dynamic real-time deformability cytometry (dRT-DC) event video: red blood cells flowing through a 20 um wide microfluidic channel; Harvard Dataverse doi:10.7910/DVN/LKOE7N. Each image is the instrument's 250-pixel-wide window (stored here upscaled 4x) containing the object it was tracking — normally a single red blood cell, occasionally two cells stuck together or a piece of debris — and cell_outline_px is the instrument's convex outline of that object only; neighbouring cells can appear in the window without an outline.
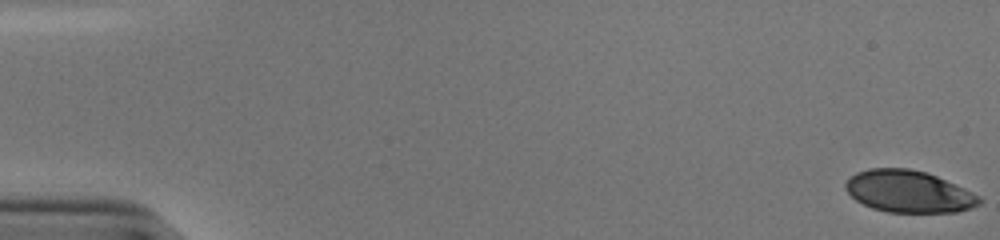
{"species": "human", "species_latin": "Homo sapiens", "temperature_condition": "cold", "stored_images_in_passage": 54, "camera_frame_rate_fps": 3000, "um_per_image_px": 0.085, "donor": {"sex": "male"}, "frame": {"image": 1, "passage_image": 1, "time_ms": 0.0, "image_size_px": [1000, 240], "cell_outline_px": [[984, 200], [980, 204], [956, 212], [888, 212], [872, 208], [856, 200], [844, 188], [844, 184], [856, 172], [868, 168], [908, 168], [924, 172], [936, 176], [964, 188], [980, 196]], "centroid_in_image_um": [77.23, 16.28], "position_along_channel_um": 7.8, "area_um2": 32.54}}
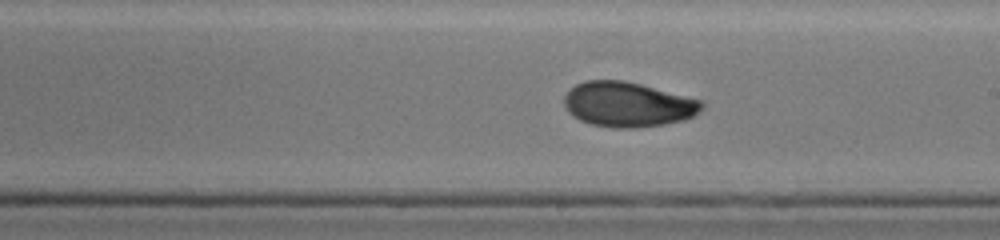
{"frame": {"image": 2, "passage_image": 32, "time_ms": 10.333, "image_size_px": [1000, 240], "cell_outline_px": [[704, 108], [700, 112], [684, 120], [664, 124], [636, 128], [616, 128], [592, 124], [580, 120], [572, 116], [568, 112], [564, 104], [564, 96], [576, 84], [584, 80], [624, 80], [704, 100]], "centroid_in_image_um": [53.39, 8.87], "position_along_channel_um": 235.6, "area_um2": 36.18}}
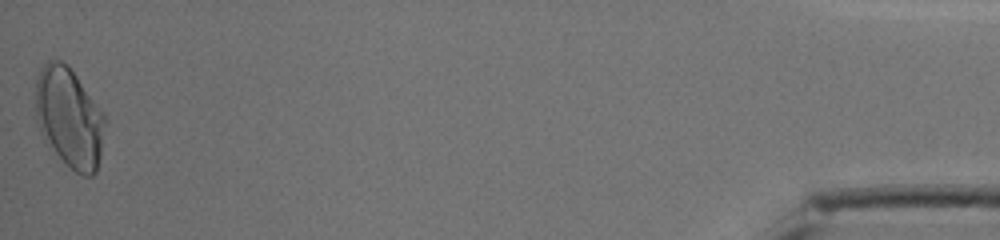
{"frame": {"image": 3, "passage_image": 54, "time_ms": 17.667, "image_size_px": [1000, 240], "cell_outline_px": [[104, 120], [100, 156], [96, 172], [92, 176], [84, 176], [76, 172], [44, 144], [36, 120], [36, 76], [40, 68], [48, 60], [60, 60], [68, 64], [104, 112]], "centroid_in_image_um": [5.85, 9.98], "position_along_channel_um": 429.3, "area_um2": 40.69}, "authors_computed_cell_mechanics": {"area_um2": 35.258, "velocity_mm_per_s": 3.8542, "shape_relaxation_time_tau1_ms": 5.2862, "shape_relaxation_time_tau2_ms": 1.4178, "deformation_change_tau1": 0.1788, "deformation_change_tau2": 0.0496}}